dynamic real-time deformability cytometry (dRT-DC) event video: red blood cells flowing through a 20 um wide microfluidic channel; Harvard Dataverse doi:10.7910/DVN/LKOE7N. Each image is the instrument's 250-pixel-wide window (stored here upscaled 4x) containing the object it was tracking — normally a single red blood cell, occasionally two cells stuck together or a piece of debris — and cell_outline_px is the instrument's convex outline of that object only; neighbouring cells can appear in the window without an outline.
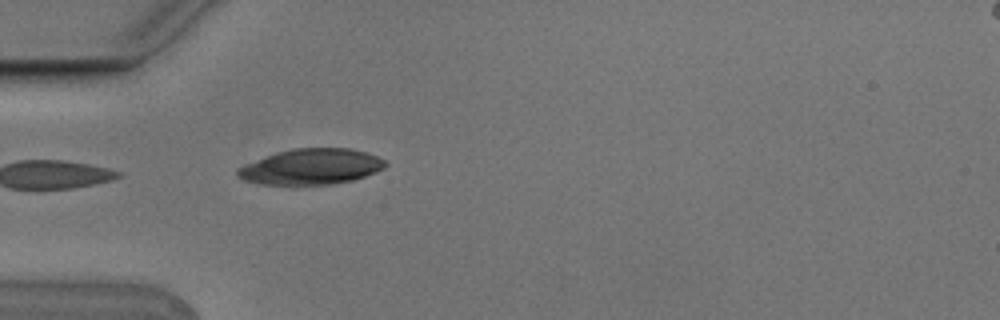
{"species": "Egyptian fruit bat (a non-hibernating species)", "species_latin": "Rousettus aegyptiacus", "temperature_condition": "cold", "stored_images_in_passage": 2, "camera_frame_rate_fps": 3000, "um_per_image_px": 0.085, "animal": {"sex": "male"}, "frame": {"image": 1, "passage_image": 2, "time_ms": 0.333, "image_size_px": [1000, 320], "cell_outline_px": [[388, 164], [384, 168], [376, 172], [352, 180], [332, 184], [260, 184], [244, 180], [236, 172], [236, 168], [244, 164], [276, 152], [292, 148], [352, 148], [376, 156], [384, 160]], "centroid_in_image_um": [26.44, 14.16], "position_along_channel_um": 58.6, "area_um2": 30.58}}